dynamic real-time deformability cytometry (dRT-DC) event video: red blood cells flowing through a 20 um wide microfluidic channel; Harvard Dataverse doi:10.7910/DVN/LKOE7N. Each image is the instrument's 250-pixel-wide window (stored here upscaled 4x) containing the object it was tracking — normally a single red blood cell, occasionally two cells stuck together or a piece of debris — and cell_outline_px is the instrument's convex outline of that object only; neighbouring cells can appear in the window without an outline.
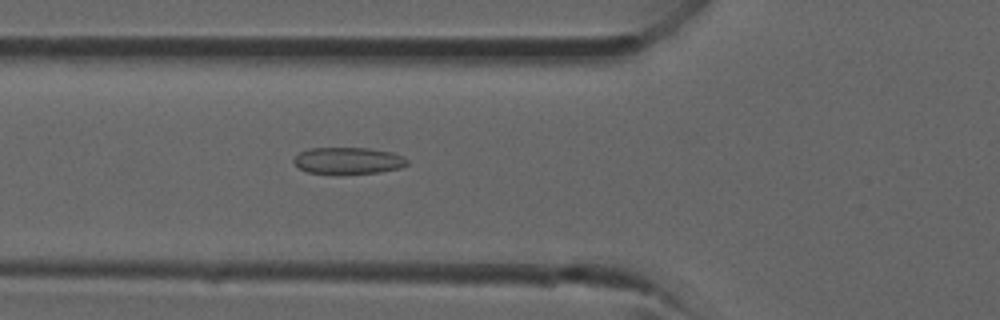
{"species": "common noctule bat (a hibernating species)", "species_latin": "Nyctalus noctula", "temperature_condition": "room temperature", "stored_images_in_passage": 32, "camera_frame_rate_fps": 3000, "um_per_image_px": 0.085, "animal": {"sex": "male", "forearm_length_mm": 52.5}, "frame": {"image": 1, "passage_image": 8, "time_ms": 2.333, "image_size_px": [1000, 320], "cell_outline_px": [[408, 164], [400, 168], [380, 172], [340, 176], [308, 172], [300, 168], [292, 160], [300, 152], [308, 148], [368, 148], [392, 152], [404, 156], [408, 160]], "centroid_in_image_um": [29.61, 13.68], "position_along_channel_um": 96.2, "area_um2": 18.21}}
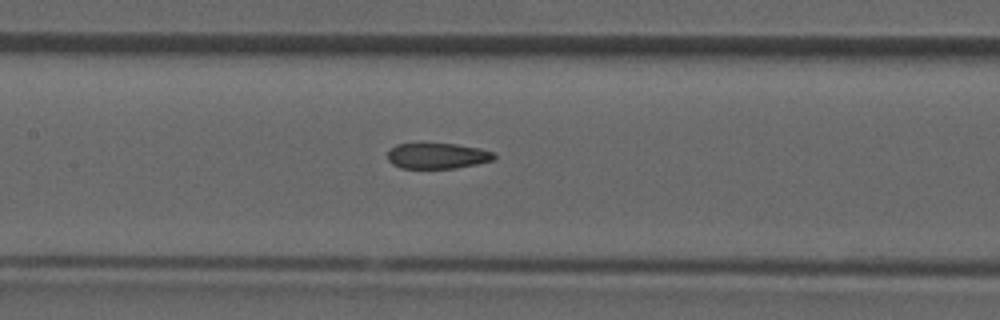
{"frame": {"image": 2, "passage_image": 12, "time_ms": 3.667, "image_size_px": [1000, 320], "cell_outline_px": [[496, 160], [456, 168], [400, 168], [392, 164], [388, 160], [388, 152], [396, 144], [456, 144], [480, 148], [492, 152], [496, 156]], "centroid_in_image_um": [37.2, 13.25], "position_along_channel_um": 170.2, "area_um2": 15.9}}
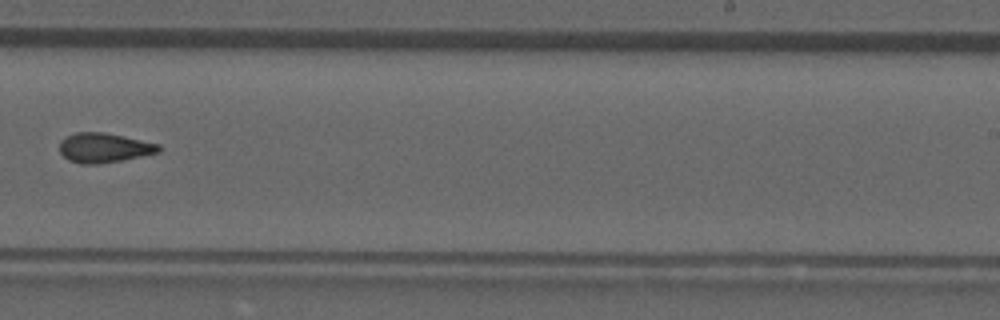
{"frame": {"image": 3, "passage_image": 18, "time_ms": 5.667, "image_size_px": [1000, 320], "cell_outline_px": [[160, 152], [120, 160], [96, 164], [80, 164], [68, 160], [60, 152], [60, 140], [64, 136], [76, 132], [104, 132], [124, 136], [160, 144]], "centroid_in_image_um": [8.81, 12.55], "position_along_channel_um": 280.2, "area_um2": 17.11}}